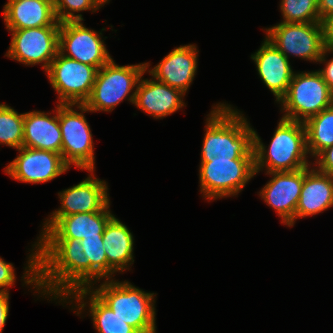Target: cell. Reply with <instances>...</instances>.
Masks as SVG:
<instances>
[{
    "label": "cell",
    "mask_w": 333,
    "mask_h": 333,
    "mask_svg": "<svg viewBox=\"0 0 333 333\" xmlns=\"http://www.w3.org/2000/svg\"><path fill=\"white\" fill-rule=\"evenodd\" d=\"M99 34L86 28L82 20L61 22L58 52L99 70L112 59L102 40V33Z\"/></svg>",
    "instance_id": "cell-12"
},
{
    "label": "cell",
    "mask_w": 333,
    "mask_h": 333,
    "mask_svg": "<svg viewBox=\"0 0 333 333\" xmlns=\"http://www.w3.org/2000/svg\"><path fill=\"white\" fill-rule=\"evenodd\" d=\"M310 168H304V181L295 211V221L333 206V177L315 167L309 170Z\"/></svg>",
    "instance_id": "cell-22"
},
{
    "label": "cell",
    "mask_w": 333,
    "mask_h": 333,
    "mask_svg": "<svg viewBox=\"0 0 333 333\" xmlns=\"http://www.w3.org/2000/svg\"><path fill=\"white\" fill-rule=\"evenodd\" d=\"M267 174L273 178L262 188L259 195L276 210L282 218L281 223L294 226L295 211L304 181V168Z\"/></svg>",
    "instance_id": "cell-15"
},
{
    "label": "cell",
    "mask_w": 333,
    "mask_h": 333,
    "mask_svg": "<svg viewBox=\"0 0 333 333\" xmlns=\"http://www.w3.org/2000/svg\"><path fill=\"white\" fill-rule=\"evenodd\" d=\"M265 30L266 38L288 59L289 55H295L305 60L318 62L326 50L322 22H280Z\"/></svg>",
    "instance_id": "cell-10"
},
{
    "label": "cell",
    "mask_w": 333,
    "mask_h": 333,
    "mask_svg": "<svg viewBox=\"0 0 333 333\" xmlns=\"http://www.w3.org/2000/svg\"><path fill=\"white\" fill-rule=\"evenodd\" d=\"M85 256L90 259V287L102 278L108 280V262L102 237L83 238L80 240ZM95 283H94V282Z\"/></svg>",
    "instance_id": "cell-28"
},
{
    "label": "cell",
    "mask_w": 333,
    "mask_h": 333,
    "mask_svg": "<svg viewBox=\"0 0 333 333\" xmlns=\"http://www.w3.org/2000/svg\"><path fill=\"white\" fill-rule=\"evenodd\" d=\"M151 79L142 80L141 77L136 87L135 106L156 119H162L185 106L184 93L155 78Z\"/></svg>",
    "instance_id": "cell-19"
},
{
    "label": "cell",
    "mask_w": 333,
    "mask_h": 333,
    "mask_svg": "<svg viewBox=\"0 0 333 333\" xmlns=\"http://www.w3.org/2000/svg\"><path fill=\"white\" fill-rule=\"evenodd\" d=\"M315 159L316 169L333 177V146L321 151Z\"/></svg>",
    "instance_id": "cell-31"
},
{
    "label": "cell",
    "mask_w": 333,
    "mask_h": 333,
    "mask_svg": "<svg viewBox=\"0 0 333 333\" xmlns=\"http://www.w3.org/2000/svg\"><path fill=\"white\" fill-rule=\"evenodd\" d=\"M97 3L102 7L104 4L108 3L109 0H96Z\"/></svg>",
    "instance_id": "cell-36"
},
{
    "label": "cell",
    "mask_w": 333,
    "mask_h": 333,
    "mask_svg": "<svg viewBox=\"0 0 333 333\" xmlns=\"http://www.w3.org/2000/svg\"><path fill=\"white\" fill-rule=\"evenodd\" d=\"M253 151L256 174L263 167L267 173H271L295 171L310 166L306 158L309 153L303 122L281 118L267 150L254 130Z\"/></svg>",
    "instance_id": "cell-3"
},
{
    "label": "cell",
    "mask_w": 333,
    "mask_h": 333,
    "mask_svg": "<svg viewBox=\"0 0 333 333\" xmlns=\"http://www.w3.org/2000/svg\"><path fill=\"white\" fill-rule=\"evenodd\" d=\"M198 52L193 44L176 47L148 72L156 80L186 94L196 75Z\"/></svg>",
    "instance_id": "cell-16"
},
{
    "label": "cell",
    "mask_w": 333,
    "mask_h": 333,
    "mask_svg": "<svg viewBox=\"0 0 333 333\" xmlns=\"http://www.w3.org/2000/svg\"><path fill=\"white\" fill-rule=\"evenodd\" d=\"M87 296L89 299V312L93 320V325L98 333H139L134 327L125 323L91 290V288H80L73 291L66 299H71L77 307V314H81L88 302H84ZM70 297V298H69ZM85 298V299H84ZM81 303V304H80Z\"/></svg>",
    "instance_id": "cell-24"
},
{
    "label": "cell",
    "mask_w": 333,
    "mask_h": 333,
    "mask_svg": "<svg viewBox=\"0 0 333 333\" xmlns=\"http://www.w3.org/2000/svg\"><path fill=\"white\" fill-rule=\"evenodd\" d=\"M54 10L57 20L61 22L82 20L81 14L75 12L91 10L96 12L99 10L100 5L96 0H53Z\"/></svg>",
    "instance_id": "cell-29"
},
{
    "label": "cell",
    "mask_w": 333,
    "mask_h": 333,
    "mask_svg": "<svg viewBox=\"0 0 333 333\" xmlns=\"http://www.w3.org/2000/svg\"><path fill=\"white\" fill-rule=\"evenodd\" d=\"M254 175V159L201 162L200 192L208 200L238 195Z\"/></svg>",
    "instance_id": "cell-8"
},
{
    "label": "cell",
    "mask_w": 333,
    "mask_h": 333,
    "mask_svg": "<svg viewBox=\"0 0 333 333\" xmlns=\"http://www.w3.org/2000/svg\"><path fill=\"white\" fill-rule=\"evenodd\" d=\"M9 293L0 292V333H2L9 313Z\"/></svg>",
    "instance_id": "cell-33"
},
{
    "label": "cell",
    "mask_w": 333,
    "mask_h": 333,
    "mask_svg": "<svg viewBox=\"0 0 333 333\" xmlns=\"http://www.w3.org/2000/svg\"><path fill=\"white\" fill-rule=\"evenodd\" d=\"M304 125L307 150L312 157L333 146V105L307 119Z\"/></svg>",
    "instance_id": "cell-25"
},
{
    "label": "cell",
    "mask_w": 333,
    "mask_h": 333,
    "mask_svg": "<svg viewBox=\"0 0 333 333\" xmlns=\"http://www.w3.org/2000/svg\"><path fill=\"white\" fill-rule=\"evenodd\" d=\"M36 243L22 277L24 284L64 303L73 291L90 288V259L80 240L39 239Z\"/></svg>",
    "instance_id": "cell-1"
},
{
    "label": "cell",
    "mask_w": 333,
    "mask_h": 333,
    "mask_svg": "<svg viewBox=\"0 0 333 333\" xmlns=\"http://www.w3.org/2000/svg\"><path fill=\"white\" fill-rule=\"evenodd\" d=\"M91 290L125 323L139 333H156L154 293H147L128 281L105 280Z\"/></svg>",
    "instance_id": "cell-4"
},
{
    "label": "cell",
    "mask_w": 333,
    "mask_h": 333,
    "mask_svg": "<svg viewBox=\"0 0 333 333\" xmlns=\"http://www.w3.org/2000/svg\"><path fill=\"white\" fill-rule=\"evenodd\" d=\"M60 25L9 30L12 34L7 57L25 65L43 64L47 71L56 57L59 46Z\"/></svg>",
    "instance_id": "cell-11"
},
{
    "label": "cell",
    "mask_w": 333,
    "mask_h": 333,
    "mask_svg": "<svg viewBox=\"0 0 333 333\" xmlns=\"http://www.w3.org/2000/svg\"><path fill=\"white\" fill-rule=\"evenodd\" d=\"M24 113L0 104V144L19 149L23 145Z\"/></svg>",
    "instance_id": "cell-26"
},
{
    "label": "cell",
    "mask_w": 333,
    "mask_h": 333,
    "mask_svg": "<svg viewBox=\"0 0 333 333\" xmlns=\"http://www.w3.org/2000/svg\"><path fill=\"white\" fill-rule=\"evenodd\" d=\"M206 119L201 162L254 159V129L226 103L215 105Z\"/></svg>",
    "instance_id": "cell-2"
},
{
    "label": "cell",
    "mask_w": 333,
    "mask_h": 333,
    "mask_svg": "<svg viewBox=\"0 0 333 333\" xmlns=\"http://www.w3.org/2000/svg\"><path fill=\"white\" fill-rule=\"evenodd\" d=\"M85 180L71 188L59 192L61 208L53 211L44 222L40 237L62 216H69L76 213H88L102 211L110 204L108 187L105 181L92 176L94 170Z\"/></svg>",
    "instance_id": "cell-13"
},
{
    "label": "cell",
    "mask_w": 333,
    "mask_h": 333,
    "mask_svg": "<svg viewBox=\"0 0 333 333\" xmlns=\"http://www.w3.org/2000/svg\"><path fill=\"white\" fill-rule=\"evenodd\" d=\"M332 51L326 49L322 55L321 58L319 59L318 62L322 63H326L325 68L318 70V72L321 74L322 78L324 79V81L327 83V85L330 87L331 91L333 92V58L330 59L329 61H326V54L330 53Z\"/></svg>",
    "instance_id": "cell-32"
},
{
    "label": "cell",
    "mask_w": 333,
    "mask_h": 333,
    "mask_svg": "<svg viewBox=\"0 0 333 333\" xmlns=\"http://www.w3.org/2000/svg\"><path fill=\"white\" fill-rule=\"evenodd\" d=\"M282 118L305 122L333 105V92L318 71L295 73L287 93L279 100Z\"/></svg>",
    "instance_id": "cell-6"
},
{
    "label": "cell",
    "mask_w": 333,
    "mask_h": 333,
    "mask_svg": "<svg viewBox=\"0 0 333 333\" xmlns=\"http://www.w3.org/2000/svg\"><path fill=\"white\" fill-rule=\"evenodd\" d=\"M14 266L0 257V292L9 293L8 288L14 285L16 280Z\"/></svg>",
    "instance_id": "cell-30"
},
{
    "label": "cell",
    "mask_w": 333,
    "mask_h": 333,
    "mask_svg": "<svg viewBox=\"0 0 333 333\" xmlns=\"http://www.w3.org/2000/svg\"><path fill=\"white\" fill-rule=\"evenodd\" d=\"M102 238L108 262L109 280L114 273L123 272L133 264L134 238L127 226L115 215L106 224Z\"/></svg>",
    "instance_id": "cell-23"
},
{
    "label": "cell",
    "mask_w": 333,
    "mask_h": 333,
    "mask_svg": "<svg viewBox=\"0 0 333 333\" xmlns=\"http://www.w3.org/2000/svg\"><path fill=\"white\" fill-rule=\"evenodd\" d=\"M261 80L279 100L287 93L294 74L289 59L267 38L251 55Z\"/></svg>",
    "instance_id": "cell-17"
},
{
    "label": "cell",
    "mask_w": 333,
    "mask_h": 333,
    "mask_svg": "<svg viewBox=\"0 0 333 333\" xmlns=\"http://www.w3.org/2000/svg\"><path fill=\"white\" fill-rule=\"evenodd\" d=\"M18 156L4 169L15 180L24 183L51 181L70 169L59 153L21 147Z\"/></svg>",
    "instance_id": "cell-14"
},
{
    "label": "cell",
    "mask_w": 333,
    "mask_h": 333,
    "mask_svg": "<svg viewBox=\"0 0 333 333\" xmlns=\"http://www.w3.org/2000/svg\"><path fill=\"white\" fill-rule=\"evenodd\" d=\"M3 10L8 30L60 25L53 0H8Z\"/></svg>",
    "instance_id": "cell-20"
},
{
    "label": "cell",
    "mask_w": 333,
    "mask_h": 333,
    "mask_svg": "<svg viewBox=\"0 0 333 333\" xmlns=\"http://www.w3.org/2000/svg\"><path fill=\"white\" fill-rule=\"evenodd\" d=\"M325 47L333 53V15L326 18L323 22Z\"/></svg>",
    "instance_id": "cell-34"
},
{
    "label": "cell",
    "mask_w": 333,
    "mask_h": 333,
    "mask_svg": "<svg viewBox=\"0 0 333 333\" xmlns=\"http://www.w3.org/2000/svg\"><path fill=\"white\" fill-rule=\"evenodd\" d=\"M280 10L286 23L321 22L318 0H281Z\"/></svg>",
    "instance_id": "cell-27"
},
{
    "label": "cell",
    "mask_w": 333,
    "mask_h": 333,
    "mask_svg": "<svg viewBox=\"0 0 333 333\" xmlns=\"http://www.w3.org/2000/svg\"><path fill=\"white\" fill-rule=\"evenodd\" d=\"M98 69L57 53L46 71L58 93V104H84L90 97Z\"/></svg>",
    "instance_id": "cell-9"
},
{
    "label": "cell",
    "mask_w": 333,
    "mask_h": 333,
    "mask_svg": "<svg viewBox=\"0 0 333 333\" xmlns=\"http://www.w3.org/2000/svg\"><path fill=\"white\" fill-rule=\"evenodd\" d=\"M55 115L40 111L24 113L23 145L32 149H41L61 154L62 135L59 124V104Z\"/></svg>",
    "instance_id": "cell-21"
},
{
    "label": "cell",
    "mask_w": 333,
    "mask_h": 333,
    "mask_svg": "<svg viewBox=\"0 0 333 333\" xmlns=\"http://www.w3.org/2000/svg\"><path fill=\"white\" fill-rule=\"evenodd\" d=\"M149 66V63L119 66L111 59L97 71L92 93L84 105L90 112H111L127 96L134 104L136 87Z\"/></svg>",
    "instance_id": "cell-5"
},
{
    "label": "cell",
    "mask_w": 333,
    "mask_h": 333,
    "mask_svg": "<svg viewBox=\"0 0 333 333\" xmlns=\"http://www.w3.org/2000/svg\"><path fill=\"white\" fill-rule=\"evenodd\" d=\"M109 204L98 212L76 213L59 218L38 239H78L103 237L108 221L114 216Z\"/></svg>",
    "instance_id": "cell-18"
},
{
    "label": "cell",
    "mask_w": 333,
    "mask_h": 333,
    "mask_svg": "<svg viewBox=\"0 0 333 333\" xmlns=\"http://www.w3.org/2000/svg\"><path fill=\"white\" fill-rule=\"evenodd\" d=\"M86 111L89 110L84 104H59L63 160L69 166L89 171L95 169V154L90 126L83 114Z\"/></svg>",
    "instance_id": "cell-7"
},
{
    "label": "cell",
    "mask_w": 333,
    "mask_h": 333,
    "mask_svg": "<svg viewBox=\"0 0 333 333\" xmlns=\"http://www.w3.org/2000/svg\"><path fill=\"white\" fill-rule=\"evenodd\" d=\"M318 11L321 22L333 15V0H318Z\"/></svg>",
    "instance_id": "cell-35"
}]
</instances>
